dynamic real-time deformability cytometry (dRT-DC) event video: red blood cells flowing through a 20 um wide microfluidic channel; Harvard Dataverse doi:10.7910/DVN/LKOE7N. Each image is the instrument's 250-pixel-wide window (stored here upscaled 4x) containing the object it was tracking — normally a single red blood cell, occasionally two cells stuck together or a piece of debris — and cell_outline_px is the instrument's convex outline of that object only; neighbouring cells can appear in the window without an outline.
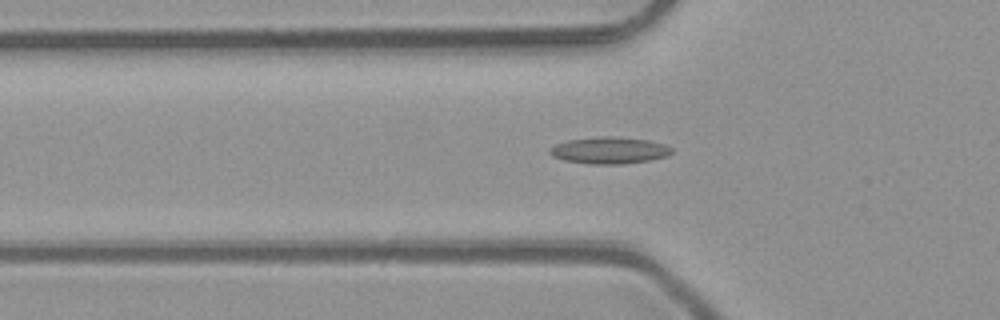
{"species": "common noctule bat (a hibernating species)", "species_latin": "Nyctalus noctula", "temperature_condition": "room temperature", "stored_images_in_passage": 51, "camera_frame_rate_fps": 3000, "um_per_image_px": 0.085, "animal": {"sex": "male", "body_mass_g": 23.1, "forearm_length_mm": 52.7}, "frame": {"image": 1, "passage_image": 17, "time_ms": 5.333, "image_size_px": [1000, 320], "cell_outline_px": [[672, 152], [668, 156], [652, 160], [620, 164], [588, 164], [564, 160], [552, 156], [548, 152], [548, 148], [556, 144], [568, 140], [600, 136], [612, 136], [648, 140], [664, 144], [672, 148]], "centroid_in_image_um": [51.78, 12.78], "position_along_channel_um": 74.0, "area_um2": 19.13}}
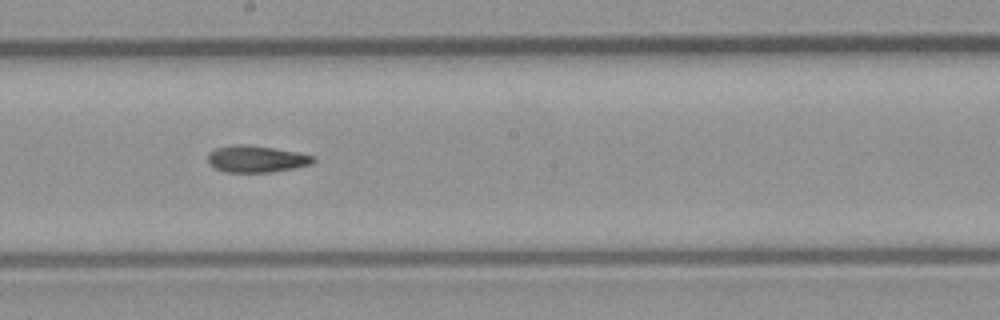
{"frame": {"image": 2, "passage_image": 28, "time_ms": 9.0, "image_size_px": [1000, 320], "cell_outline_px": [[316, 160], [308, 164], [296, 168], [272, 172], [224, 172], [216, 168], [208, 160], [208, 152], [216, 148], [236, 144], [244, 144], [272, 148], [296, 152], [316, 156]], "centroid_in_image_um": [21.8, 13.51], "position_along_channel_um": 226.4, "area_um2": 16.3}}
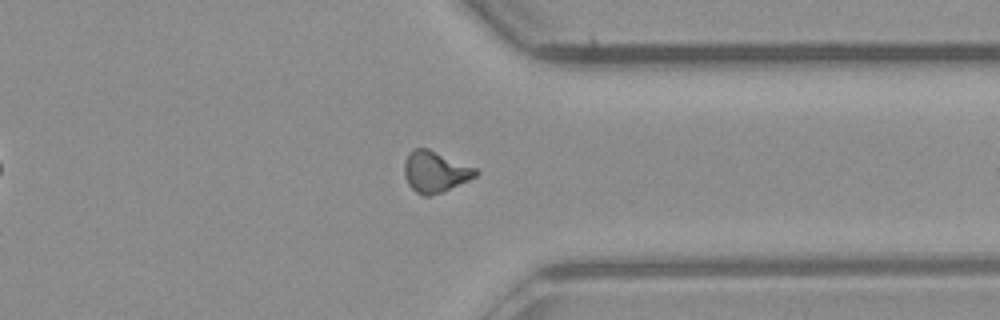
{"frame": {"image": 3, "passage_image": 39, "time_ms": 12.667, "image_size_px": [1000, 320], "cell_outline_px": [[480, 172], [476, 176], [444, 192], [428, 196], [424, 196], [416, 192], [408, 184], [404, 172], [404, 164], [408, 152], [412, 148], [428, 148], [476, 168]], "centroid_in_image_um": [36.98, 14.59], "position_along_channel_um": 374.4, "area_um2": 17.17}}